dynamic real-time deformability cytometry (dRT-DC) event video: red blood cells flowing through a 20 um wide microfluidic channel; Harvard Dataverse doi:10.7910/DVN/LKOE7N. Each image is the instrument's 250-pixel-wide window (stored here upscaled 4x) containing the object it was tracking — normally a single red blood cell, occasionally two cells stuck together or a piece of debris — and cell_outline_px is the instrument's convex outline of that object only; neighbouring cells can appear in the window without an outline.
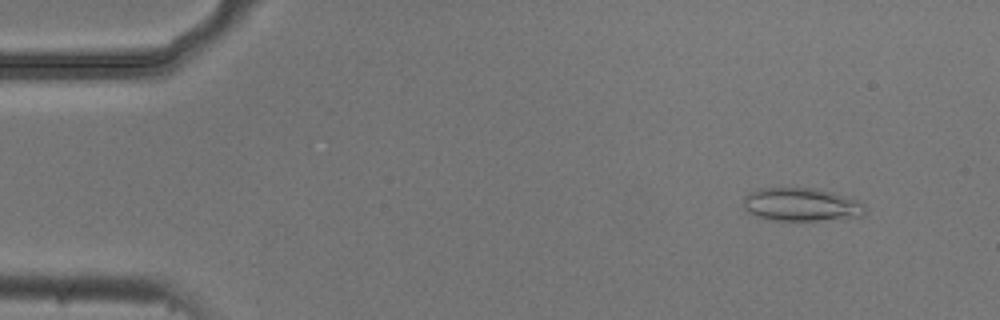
{"species": "common noctule bat (a hibernating species)", "species_latin": "Nyctalus noctula", "temperature_condition": "cold", "stored_images_in_passage": 5, "camera_frame_rate_fps": 3000, "um_per_image_px": 0.085, "animal": {"sex": "male", "body_mass_g": 20.5, "forearm_length_mm": 52.5}, "frame": {"image": 1, "passage_image": 2, "time_ms": 0.333, "image_size_px": [1000, 320], "cell_outline_px": [[864, 216], [820, 220], [772, 220], [756, 216], [748, 212], [744, 208], [744, 196], [760, 188], [812, 188], [852, 196], [864, 204]], "centroid_in_image_um": [68.14, 17.38], "position_along_channel_um": 16.9, "area_um2": 23.58}}